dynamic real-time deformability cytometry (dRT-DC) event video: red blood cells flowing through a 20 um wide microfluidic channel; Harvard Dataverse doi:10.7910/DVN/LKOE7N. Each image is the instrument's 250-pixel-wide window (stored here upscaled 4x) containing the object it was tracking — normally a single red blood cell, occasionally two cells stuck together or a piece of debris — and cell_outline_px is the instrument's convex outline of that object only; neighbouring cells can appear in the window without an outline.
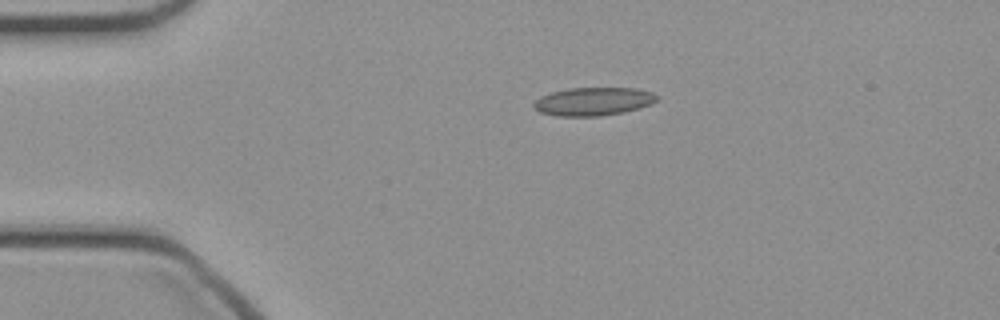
{"species": "common noctule bat (a hibernating species)", "species_latin": "Nyctalus noctula", "temperature_condition": "cold", "stored_images_in_passage": 38, "camera_frame_rate_fps": 3000, "um_per_image_px": 0.085, "animal": {"sex": "female", "body_mass_g": 21.9}, "frame": {"image": 1, "passage_image": 1, "time_ms": 0.0, "image_size_px": [1000, 320], "cell_outline_px": [[656, 100], [652, 104], [640, 108], [624, 112], [600, 116], [556, 116], [540, 112], [532, 104], [540, 96], [552, 92], [568, 88], [636, 88], [652, 92], [656, 96]], "centroid_in_image_um": [50.43, 8.62], "position_along_channel_um": 34.6, "area_um2": 20.23}}
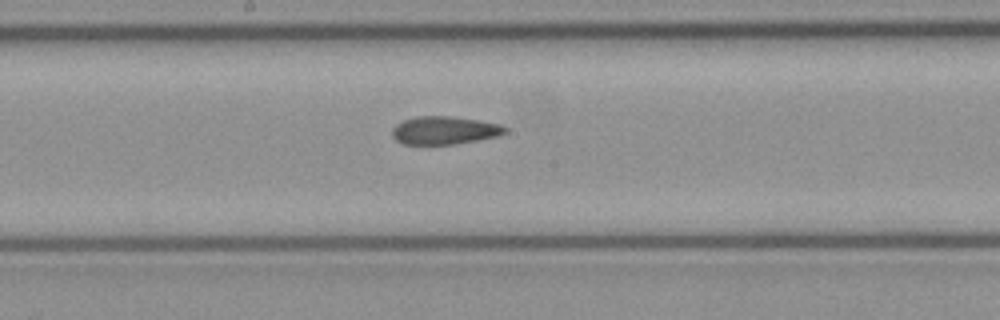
{"frame": {"image": 2, "passage_image": 16, "time_ms": 5.0, "image_size_px": [1000, 320], "cell_outline_px": [[508, 132], [496, 136], [456, 144], [400, 144], [392, 136], [392, 128], [396, 124], [404, 120], [416, 116], [448, 116], [476, 120], [500, 124], [508, 128]], "centroid_in_image_um": [37.75, 11.08], "position_along_channel_um": 210.5, "area_um2": 18.38}}
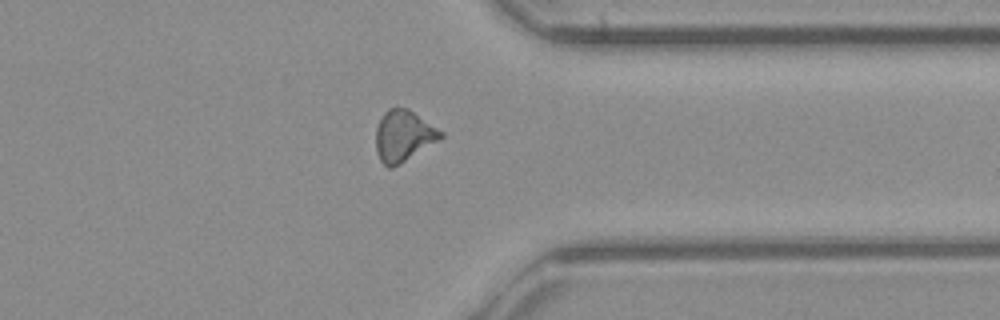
{"frame": {"image": 3, "passage_image": 28, "time_ms": 9.0, "image_size_px": [1000, 320], "cell_outline_px": [[444, 136], [400, 164], [392, 168], [388, 168], [380, 160], [376, 152], [376, 128], [384, 112], [388, 108], [408, 108], [444, 132]], "centroid_in_image_um": [34.28, 11.55], "position_along_channel_um": 377.1, "area_um2": 19.19}}